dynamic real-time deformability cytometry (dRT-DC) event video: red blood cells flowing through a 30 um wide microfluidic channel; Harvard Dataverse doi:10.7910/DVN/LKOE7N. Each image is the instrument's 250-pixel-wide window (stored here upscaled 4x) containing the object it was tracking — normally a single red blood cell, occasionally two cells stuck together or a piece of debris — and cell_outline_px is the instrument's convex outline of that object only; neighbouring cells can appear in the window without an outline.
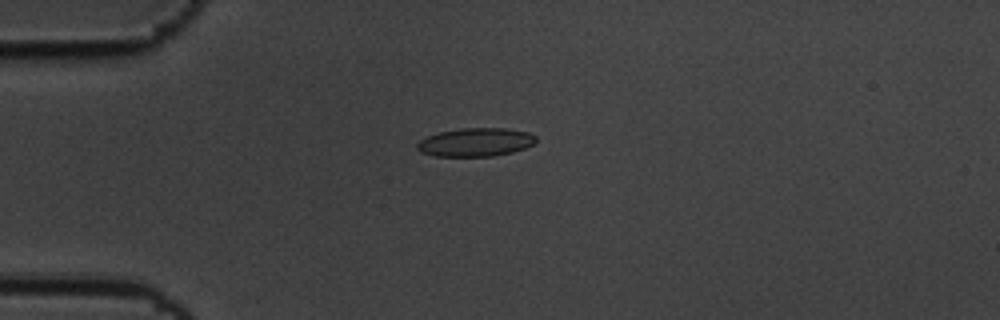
{"species": "common noctule bat (a hibernating species)", "species_latin": "Nyctalus noctula", "temperature_condition": "cold", "stored_images_in_passage": 44, "camera_frame_rate_fps": 3000, "um_per_image_px": 0.085, "animal": {"sex": "male", "body_mass_g": 19.5, "forearm_length_mm": 54.6}, "frame": {"image": 1, "passage_image": 1, "time_ms": 0.0, "image_size_px": [1000, 320], "cell_outline_px": [[536, 140], [532, 144], [524, 148], [512, 152], [492, 156], [436, 156], [420, 152], [416, 148], [416, 144], [420, 140], [428, 136], [440, 132], [460, 128], [504, 128], [528, 132], [536, 136]], "centroid_in_image_um": [40.4, 12.08], "position_along_channel_um": 44.6, "area_um2": 19.59}}
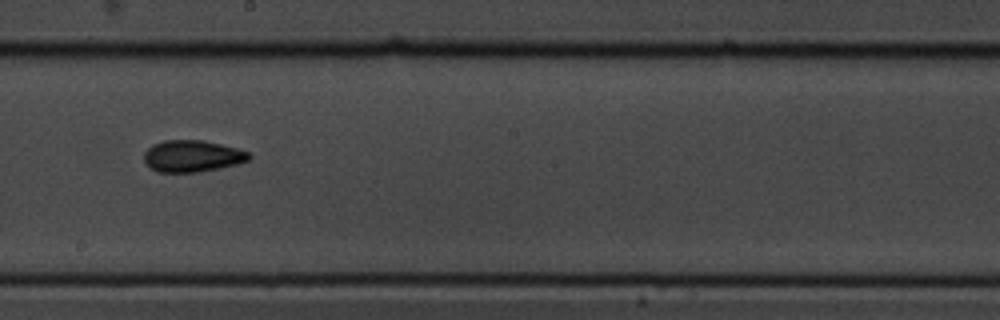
{"frame": {"image": 2, "passage_image": 19, "time_ms": 6.0, "image_size_px": [1000, 320], "cell_outline_px": [[252, 156], [248, 160], [236, 164], [200, 172], [156, 172], [148, 168], [144, 164], [144, 152], [152, 144], [164, 140], [204, 140], [236, 148], [248, 152]], "centroid_in_image_um": [16.28, 13.27], "position_along_channel_um": 231.9, "area_um2": 19.54}}
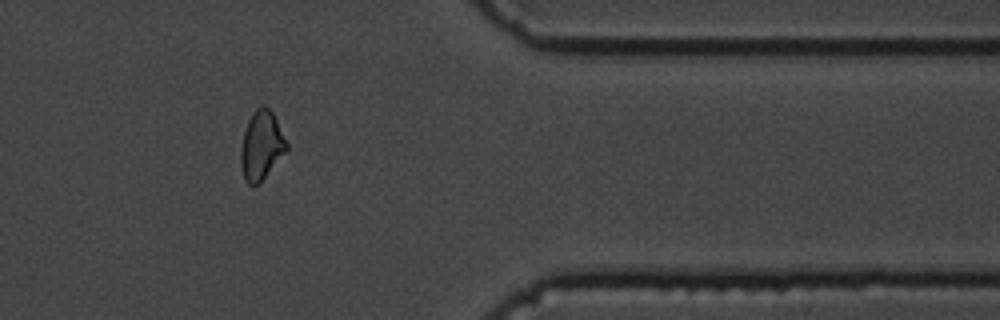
{"frame": {"image": 3, "passage_image": 34, "time_ms": 11.0, "image_size_px": [1000, 320], "cell_outline_px": [[288, 148], [260, 184], [248, 184], [244, 180], [240, 164], [240, 152], [244, 132], [248, 120], [252, 112], [256, 108], [264, 104], [272, 112], [288, 144]], "centroid_in_image_um": [22.2, 12.38], "position_along_channel_um": 389.2, "area_um2": 18.32}, "authors_computed_cell_mechanics": {"area_um2": 18.9006, "velocity_mm_per_s": 3.4758, "shape_relaxation_time_tau1_ms": 3.7681, "shape_relaxation_time_tau2_ms": 3.2226, "deformation_change_tau1": 0.0928, "deformation_change_tau2": 0.0798}}